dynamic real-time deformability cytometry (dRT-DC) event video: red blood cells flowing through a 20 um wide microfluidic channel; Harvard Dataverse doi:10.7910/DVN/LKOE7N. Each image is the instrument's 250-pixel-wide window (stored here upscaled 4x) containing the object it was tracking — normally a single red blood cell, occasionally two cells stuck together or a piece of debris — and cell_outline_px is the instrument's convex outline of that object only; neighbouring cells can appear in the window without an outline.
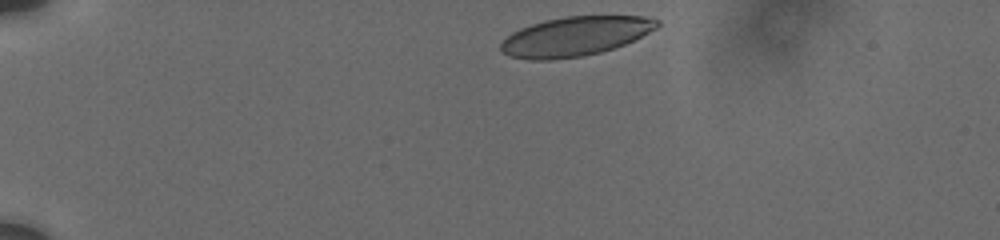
{"species": "human", "species_latin": "Homo sapiens", "temperature_condition": "cold", "stored_images_in_passage": 50, "camera_frame_rate_fps": 3000, "um_per_image_px": 0.085, "donor": {"sex": "male"}, "frame": {"image": 1, "passage_image": 1, "time_ms": 0.0, "image_size_px": [1000, 240], "cell_outline_px": [[660, 24], [656, 28], [624, 44], [600, 52], [580, 56], [552, 60], [532, 60], [508, 56], [500, 52], [500, 44], [512, 32], [520, 28], [544, 20], [564, 16], [644, 16], [660, 20]], "centroid_in_image_um": [48.84, 3.08], "position_along_channel_um": 36.2, "area_um2": 35.66}}
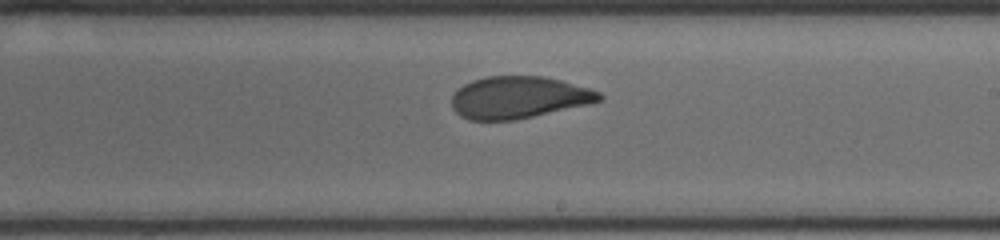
{"frame": {"image": 2, "passage_image": 26, "time_ms": 7.667, "image_size_px": [1000, 240], "cell_outline_px": [[604, 96], [600, 100], [588, 104], [516, 120], [468, 120], [460, 116], [452, 108], [452, 96], [456, 88], [472, 80], [484, 76], [544, 76], [560, 80], [588, 88], [600, 92]], "centroid_in_image_um": [44.04, 8.28], "position_along_channel_um": 245.0, "area_um2": 36.24}}
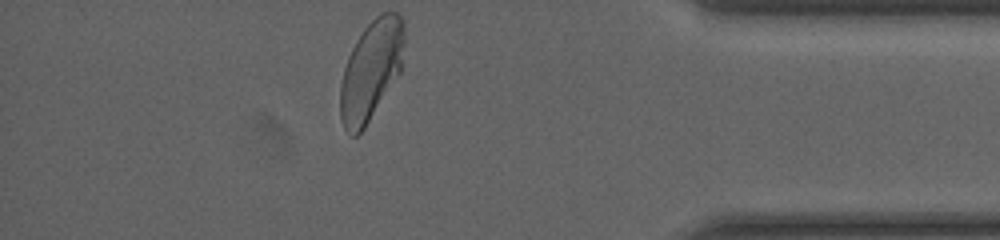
{"frame": {"image": 3, "passage_image": 49, "time_ms": 12.667, "image_size_px": [1000, 240], "cell_outline_px": [[404, 40], [400, 72], [364, 128], [356, 136], [352, 136], [344, 128], [340, 116], [340, 84], [344, 68], [348, 56], [356, 40], [364, 28], [380, 12], [396, 12], [404, 20]], "centroid_in_image_um": [31.53, 5.95], "position_along_channel_um": 403.7, "area_um2": 36.99}, "authors_computed_cell_mechanics": {"area_um2": 37.1943, "velocity_mm_per_s": 3.6999, "shape_relaxation_time_tau1_ms": 4.3287, "shape_relaxation_time_tau2_ms": 0.9776, "deformation_change_tau1": 0.1436, "deformation_change_tau2": 0.0623}}